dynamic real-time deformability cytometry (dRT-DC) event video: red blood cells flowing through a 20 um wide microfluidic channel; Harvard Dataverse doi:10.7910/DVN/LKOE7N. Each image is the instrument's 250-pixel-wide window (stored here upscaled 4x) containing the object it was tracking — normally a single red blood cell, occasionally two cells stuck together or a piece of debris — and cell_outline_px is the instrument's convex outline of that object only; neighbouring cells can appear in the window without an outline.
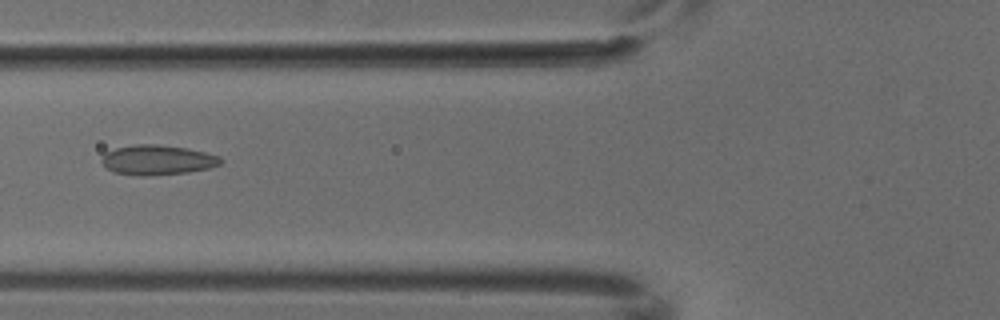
{"species": "common noctule bat (a hibernating species)", "species_latin": "Nyctalus noctula", "temperature_condition": "cold", "stored_images_in_passage": 4, "camera_frame_rate_fps": 3000, "um_per_image_px": 0.085, "animal": {"sex": "male", "body_mass_g": 18.8}, "frame": {"image": 1, "passage_image": 4, "time_ms": 1.0, "image_size_px": [1000, 320], "cell_outline_px": [[224, 160], [220, 164], [208, 168], [188, 172], [148, 176], [136, 176], [112, 172], [100, 160], [104, 152], [116, 148], [136, 144], [156, 144], [188, 148], [220, 156]], "centroid_in_image_um": [13.36, 13.6], "position_along_channel_um": 112.4, "area_um2": 20.87}}